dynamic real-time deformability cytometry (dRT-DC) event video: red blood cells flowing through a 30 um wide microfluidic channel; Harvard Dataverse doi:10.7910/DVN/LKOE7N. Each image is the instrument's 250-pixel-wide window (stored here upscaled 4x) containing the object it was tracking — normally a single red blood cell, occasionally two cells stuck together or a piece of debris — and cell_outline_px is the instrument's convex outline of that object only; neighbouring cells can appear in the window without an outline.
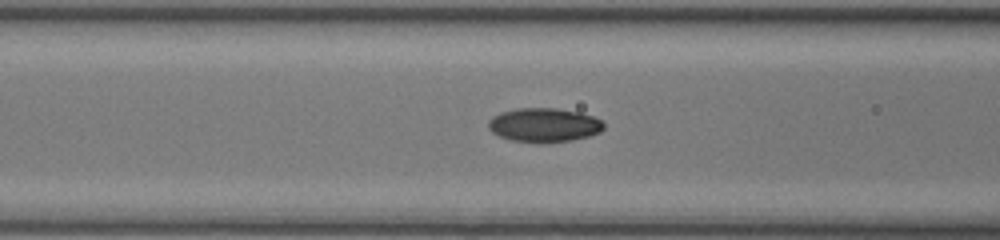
{"species": "common noctule bat (a hibernating species)", "species_latin": "Nyctalus noctula", "temperature_condition": "room temperature", "stored_images_in_passage": 36, "camera_frame_rate_fps": 3000, "um_per_image_px": 0.085, "animal": {"sex": "female", "body_mass_g": 17.0, "forearm_length_mm": 48.0}, "frame": {"image": 1, "passage_image": 12, "time_ms": 3.667, "image_size_px": [1000, 240], "cell_outline_px": [[604, 128], [600, 132], [588, 136], [572, 140], [544, 144], [536, 144], [508, 140], [492, 132], [488, 128], [488, 120], [492, 116], [500, 112], [516, 108], [556, 108], [580, 112], [592, 116], [600, 120], [604, 124]], "centroid_in_image_um": [46.2, 10.64], "position_along_channel_um": 120.4, "area_um2": 23.35}}
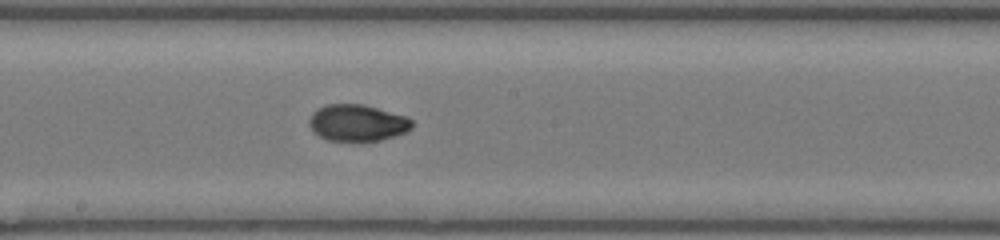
{"frame": {"image": 2, "passage_image": 19, "time_ms": 6.0, "image_size_px": [1000, 240], "cell_outline_px": [[412, 128], [404, 132], [380, 140], [328, 140], [320, 136], [308, 124], [308, 120], [312, 112], [324, 104], [364, 104], [408, 116], [412, 120]], "centroid_in_image_um": [30.37, 10.41], "position_along_channel_um": 217.8, "area_um2": 21.79}}
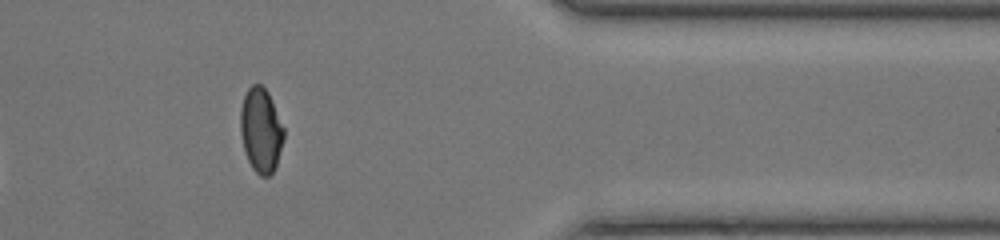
{"frame": {"image": 3, "passage_image": 33, "time_ms": 10.667, "image_size_px": [1000, 240], "cell_outline_px": [[284, 140], [276, 164], [272, 172], [268, 176], [260, 176], [252, 168], [244, 152], [240, 132], [240, 108], [244, 96], [248, 88], [252, 84], [260, 84], [268, 92], [284, 128]], "centroid_in_image_um": [22.16, 11.06], "position_along_channel_um": 389.2, "area_um2": 21.39}}